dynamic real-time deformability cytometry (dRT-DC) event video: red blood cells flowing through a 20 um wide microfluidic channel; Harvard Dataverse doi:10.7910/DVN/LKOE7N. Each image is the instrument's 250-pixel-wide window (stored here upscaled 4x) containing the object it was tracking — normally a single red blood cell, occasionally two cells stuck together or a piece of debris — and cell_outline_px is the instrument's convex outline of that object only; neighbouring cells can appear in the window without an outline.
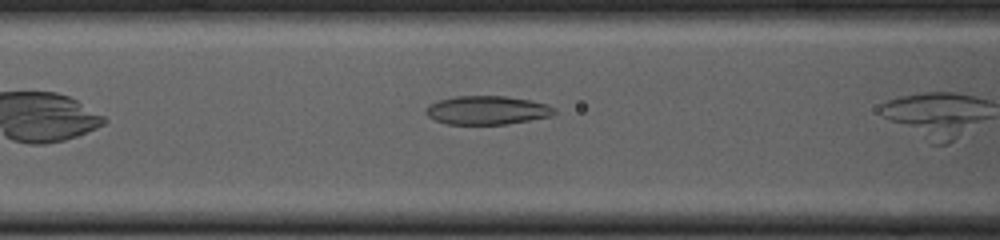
{"species": "common noctule bat (a hibernating species)", "species_latin": "Nyctalus noctula", "temperature_condition": "cold", "stored_images_in_passage": 6, "camera_frame_rate_fps": 3000, "um_per_image_px": 0.085, "animal": {"sex": "female", "body_mass_g": 23.0, "forearm_length_mm": 53.4}, "frame": {"image": 1, "passage_image": 4, "time_ms": 1.0, "image_size_px": [1000, 240], "cell_outline_px": [[556, 112], [552, 116], [504, 124], [448, 124], [436, 120], [428, 116], [424, 112], [424, 108], [428, 104], [440, 100], [456, 96], [504, 96], [528, 100], [548, 104], [556, 108]], "centroid_in_image_um": [41.39, 9.36], "position_along_channel_um": 125.2, "area_um2": 21.39}}